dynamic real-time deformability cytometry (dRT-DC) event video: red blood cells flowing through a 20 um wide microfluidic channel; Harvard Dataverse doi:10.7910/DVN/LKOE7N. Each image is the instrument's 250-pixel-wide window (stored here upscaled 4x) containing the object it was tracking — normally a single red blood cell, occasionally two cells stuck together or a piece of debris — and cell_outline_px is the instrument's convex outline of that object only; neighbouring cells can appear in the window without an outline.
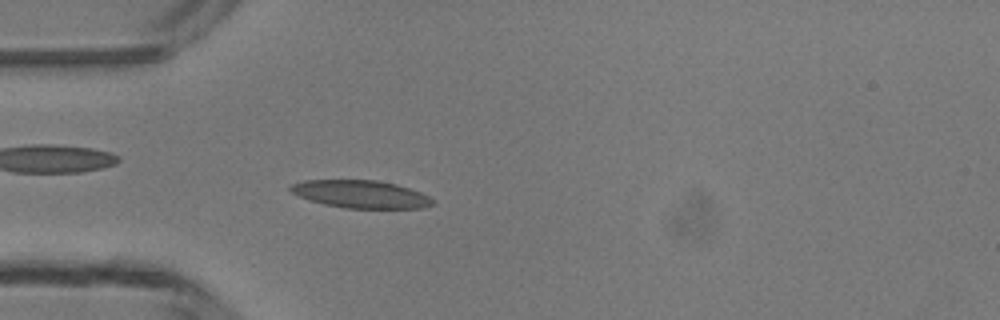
{"species": "common noctule bat (a hibernating species)", "species_latin": "Nyctalus noctula", "temperature_condition": "room temperature", "stored_images_in_passage": 3, "camera_frame_rate_fps": 3000, "um_per_image_px": 0.085, "animal": {"sex": "male", "body_mass_g": 13.3}, "frame": {"image": 1, "passage_image": 3, "time_ms": 3.333, "image_size_px": [1000, 320], "cell_outline_px": [[436, 204], [424, 208], [344, 208], [324, 204], [308, 200], [292, 192], [288, 188], [292, 184], [304, 180], [376, 180], [396, 184], [420, 192], [436, 200]], "centroid_in_image_um": [30.7, 16.51], "position_along_channel_um": 54.3, "area_um2": 23.0}}